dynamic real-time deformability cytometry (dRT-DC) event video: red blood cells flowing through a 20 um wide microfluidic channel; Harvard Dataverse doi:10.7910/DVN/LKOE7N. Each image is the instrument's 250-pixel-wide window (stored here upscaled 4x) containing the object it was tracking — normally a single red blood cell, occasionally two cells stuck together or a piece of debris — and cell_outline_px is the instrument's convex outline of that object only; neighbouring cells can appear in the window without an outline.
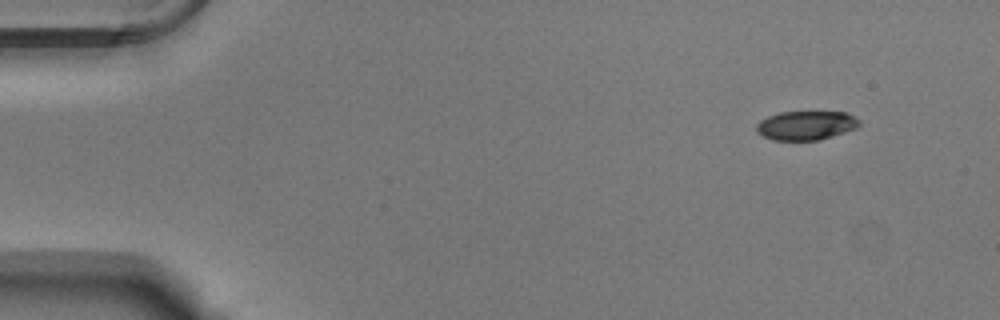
{"species": "Egyptian fruit bat (a non-hibernating species)", "species_latin": "Rousettus aegyptiacus", "temperature_condition": "warm", "stored_images_in_passage": 9, "camera_frame_rate_fps": 3000, "um_per_image_px": 0.085, "animal": {"sex": "male"}, "frame": {"image": 1, "passage_image": 1, "time_ms": 0.0, "image_size_px": [1000, 320], "cell_outline_px": [[860, 124], [856, 128], [820, 140], [772, 140], [756, 132], [756, 124], [760, 120], [768, 116], [780, 112], [844, 112], [860, 120]], "centroid_in_image_um": [68.48, 10.66], "position_along_channel_um": 16.5, "area_um2": 17.34}}